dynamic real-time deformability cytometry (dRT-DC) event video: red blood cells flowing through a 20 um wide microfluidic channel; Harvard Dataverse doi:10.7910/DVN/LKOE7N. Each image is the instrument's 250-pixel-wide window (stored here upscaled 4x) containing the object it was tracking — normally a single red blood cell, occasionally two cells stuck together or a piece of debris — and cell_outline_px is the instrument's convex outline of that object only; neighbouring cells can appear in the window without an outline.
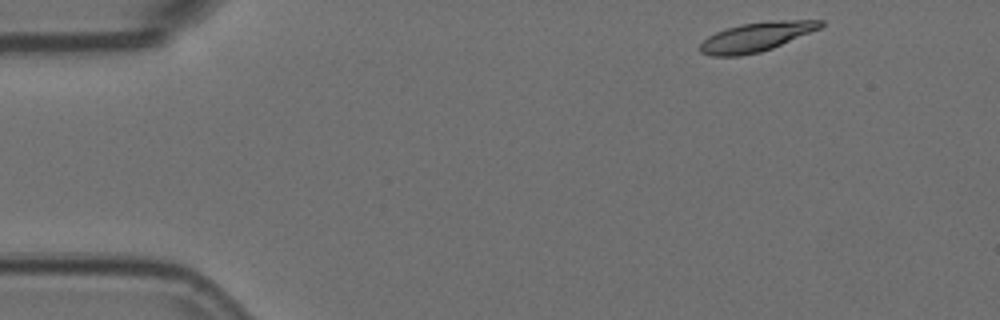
{"species": "Egyptian fruit bat (a non-hibernating species)", "species_latin": "Rousettus aegyptiacus", "temperature_condition": "room temperature", "stored_images_in_passage": 8, "camera_frame_rate_fps": 3000, "um_per_image_px": 0.085, "animal": {"sex": "female"}, "frame": {"image": 1, "passage_image": 1, "time_ms": 0.0, "image_size_px": [1000, 320], "cell_outline_px": [[824, 24], [820, 28], [772, 48], [760, 52], [740, 56], [712, 56], [700, 52], [700, 44], [708, 36], [716, 32], [740, 24], [776, 20], [824, 20]], "centroid_in_image_um": [64.27, 3.13], "position_along_channel_um": 20.7, "area_um2": 20.29}}
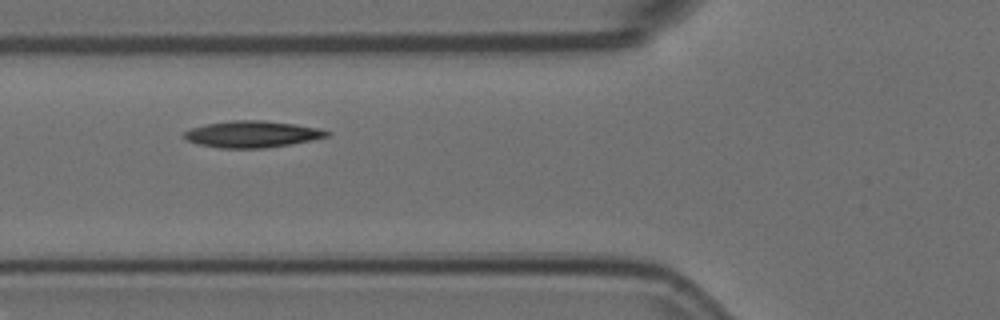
{"frame": {"image": 2, "passage_image": 5, "time_ms": 1.333, "image_size_px": [1000, 320], "cell_outline_px": [[332, 132], [328, 136], [312, 140], [264, 148], [220, 148], [196, 144], [188, 140], [184, 136], [184, 132], [192, 128], [204, 124], [232, 120], [264, 120], [296, 124], [320, 128]], "centroid_in_image_um": [21.44, 11.39], "position_along_channel_um": 104.4, "area_um2": 22.14}}
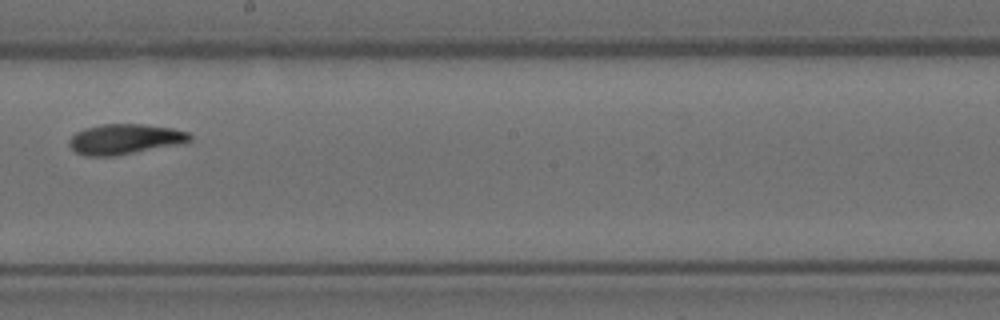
{"frame": {"image": 3, "passage_image": 8, "time_ms": 2.333, "image_size_px": [1000, 320], "cell_outline_px": [[192, 140], [180, 144], [116, 156], [84, 156], [76, 152], [68, 144], [68, 140], [76, 132], [84, 128], [104, 124], [144, 124], [172, 128], [188, 132], [192, 136]], "centroid_in_image_um": [10.61, 11.83], "position_along_channel_um": 237.6, "area_um2": 21.39}}